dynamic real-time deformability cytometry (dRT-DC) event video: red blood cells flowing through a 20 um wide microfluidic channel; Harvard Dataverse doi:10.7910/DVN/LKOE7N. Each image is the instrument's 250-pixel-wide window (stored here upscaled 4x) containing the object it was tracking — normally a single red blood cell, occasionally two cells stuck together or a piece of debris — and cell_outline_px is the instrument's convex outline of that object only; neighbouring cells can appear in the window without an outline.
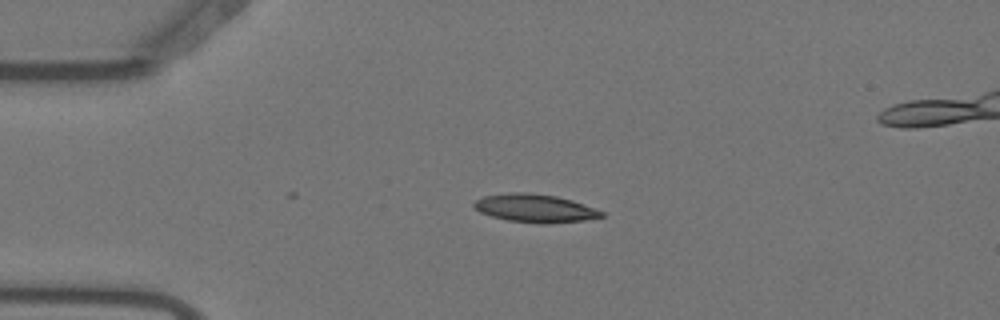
{"species": "Egyptian fruit bat (a non-hibernating species)", "species_latin": "Rousettus aegyptiacus", "temperature_condition": "warm", "stored_images_in_passage": 4, "camera_frame_rate_fps": 3000, "um_per_image_px": 0.085, "animal": {"sex": "female"}, "frame": {"image": 1, "passage_image": 2, "time_ms": 0.333, "image_size_px": [1000, 320], "cell_outline_px": [[604, 216], [584, 220], [548, 224], [540, 224], [508, 220], [492, 216], [480, 212], [472, 204], [476, 200], [484, 196], [512, 192], [532, 192], [556, 196], [572, 200], [604, 212]], "centroid_in_image_um": [45.47, 17.7], "position_along_channel_um": 39.5, "area_um2": 20.87}}